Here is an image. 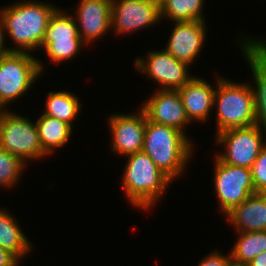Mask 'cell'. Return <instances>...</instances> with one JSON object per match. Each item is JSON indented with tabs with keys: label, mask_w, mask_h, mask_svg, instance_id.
Wrapping results in <instances>:
<instances>
[{
	"label": "cell",
	"mask_w": 266,
	"mask_h": 266,
	"mask_svg": "<svg viewBox=\"0 0 266 266\" xmlns=\"http://www.w3.org/2000/svg\"><path fill=\"white\" fill-rule=\"evenodd\" d=\"M56 9L45 2L24 0L0 10L5 33L16 46L12 51L31 52L40 49L48 22Z\"/></svg>",
	"instance_id": "obj_1"
},
{
	"label": "cell",
	"mask_w": 266,
	"mask_h": 266,
	"mask_svg": "<svg viewBox=\"0 0 266 266\" xmlns=\"http://www.w3.org/2000/svg\"><path fill=\"white\" fill-rule=\"evenodd\" d=\"M182 131L146 118L143 151L172 181L183 173L193 145Z\"/></svg>",
	"instance_id": "obj_2"
},
{
	"label": "cell",
	"mask_w": 266,
	"mask_h": 266,
	"mask_svg": "<svg viewBox=\"0 0 266 266\" xmlns=\"http://www.w3.org/2000/svg\"><path fill=\"white\" fill-rule=\"evenodd\" d=\"M122 175V187L129 202L139 209L148 210L162 197L172 182L142 150L127 155Z\"/></svg>",
	"instance_id": "obj_3"
},
{
	"label": "cell",
	"mask_w": 266,
	"mask_h": 266,
	"mask_svg": "<svg viewBox=\"0 0 266 266\" xmlns=\"http://www.w3.org/2000/svg\"><path fill=\"white\" fill-rule=\"evenodd\" d=\"M226 79V80H225ZM218 77L214 105L217 132L231 128L249 127L256 124L252 84L229 81Z\"/></svg>",
	"instance_id": "obj_4"
},
{
	"label": "cell",
	"mask_w": 266,
	"mask_h": 266,
	"mask_svg": "<svg viewBox=\"0 0 266 266\" xmlns=\"http://www.w3.org/2000/svg\"><path fill=\"white\" fill-rule=\"evenodd\" d=\"M42 64L29 52L0 56V102L4 107L30 90L44 69Z\"/></svg>",
	"instance_id": "obj_5"
},
{
	"label": "cell",
	"mask_w": 266,
	"mask_h": 266,
	"mask_svg": "<svg viewBox=\"0 0 266 266\" xmlns=\"http://www.w3.org/2000/svg\"><path fill=\"white\" fill-rule=\"evenodd\" d=\"M0 148L27 161L45 158L36 122L7 110L0 118Z\"/></svg>",
	"instance_id": "obj_6"
},
{
	"label": "cell",
	"mask_w": 266,
	"mask_h": 266,
	"mask_svg": "<svg viewBox=\"0 0 266 266\" xmlns=\"http://www.w3.org/2000/svg\"><path fill=\"white\" fill-rule=\"evenodd\" d=\"M262 129L255 125L231 128L216 134L217 145H223L225 152L217 154L224 163L251 169L264 143Z\"/></svg>",
	"instance_id": "obj_7"
},
{
	"label": "cell",
	"mask_w": 266,
	"mask_h": 266,
	"mask_svg": "<svg viewBox=\"0 0 266 266\" xmlns=\"http://www.w3.org/2000/svg\"><path fill=\"white\" fill-rule=\"evenodd\" d=\"M214 166V185L220 203V211L225 215L240 205L250 195L256 193L251 169L222 162L217 156Z\"/></svg>",
	"instance_id": "obj_8"
},
{
	"label": "cell",
	"mask_w": 266,
	"mask_h": 266,
	"mask_svg": "<svg viewBox=\"0 0 266 266\" xmlns=\"http://www.w3.org/2000/svg\"><path fill=\"white\" fill-rule=\"evenodd\" d=\"M147 55L145 59L136 58L135 68L159 84L161 90H178L193 77L189 74V65L176 59L164 48L161 51H148Z\"/></svg>",
	"instance_id": "obj_9"
},
{
	"label": "cell",
	"mask_w": 266,
	"mask_h": 266,
	"mask_svg": "<svg viewBox=\"0 0 266 266\" xmlns=\"http://www.w3.org/2000/svg\"><path fill=\"white\" fill-rule=\"evenodd\" d=\"M160 4L151 0H112L111 28L117 34H128L137 29L160 23Z\"/></svg>",
	"instance_id": "obj_10"
},
{
	"label": "cell",
	"mask_w": 266,
	"mask_h": 266,
	"mask_svg": "<svg viewBox=\"0 0 266 266\" xmlns=\"http://www.w3.org/2000/svg\"><path fill=\"white\" fill-rule=\"evenodd\" d=\"M138 114H113L109 117L112 145L115 153L125 157L143 150L146 115L140 108Z\"/></svg>",
	"instance_id": "obj_11"
},
{
	"label": "cell",
	"mask_w": 266,
	"mask_h": 266,
	"mask_svg": "<svg viewBox=\"0 0 266 266\" xmlns=\"http://www.w3.org/2000/svg\"><path fill=\"white\" fill-rule=\"evenodd\" d=\"M248 38H243L245 40L240 48L247 59L256 85L252 87L256 125L266 135V40Z\"/></svg>",
	"instance_id": "obj_12"
},
{
	"label": "cell",
	"mask_w": 266,
	"mask_h": 266,
	"mask_svg": "<svg viewBox=\"0 0 266 266\" xmlns=\"http://www.w3.org/2000/svg\"><path fill=\"white\" fill-rule=\"evenodd\" d=\"M146 101L141 109L148 120L186 133L184 129L190 121L178 90L159 89Z\"/></svg>",
	"instance_id": "obj_13"
},
{
	"label": "cell",
	"mask_w": 266,
	"mask_h": 266,
	"mask_svg": "<svg viewBox=\"0 0 266 266\" xmlns=\"http://www.w3.org/2000/svg\"><path fill=\"white\" fill-rule=\"evenodd\" d=\"M205 21L174 22V29L164 49L189 66L199 56L206 40Z\"/></svg>",
	"instance_id": "obj_14"
},
{
	"label": "cell",
	"mask_w": 266,
	"mask_h": 266,
	"mask_svg": "<svg viewBox=\"0 0 266 266\" xmlns=\"http://www.w3.org/2000/svg\"><path fill=\"white\" fill-rule=\"evenodd\" d=\"M112 0H80L76 15L79 35L85 45L111 30ZM80 26V27H79Z\"/></svg>",
	"instance_id": "obj_15"
},
{
	"label": "cell",
	"mask_w": 266,
	"mask_h": 266,
	"mask_svg": "<svg viewBox=\"0 0 266 266\" xmlns=\"http://www.w3.org/2000/svg\"><path fill=\"white\" fill-rule=\"evenodd\" d=\"M215 89L205 79L196 76L178 89L190 122L207 121L211 109L214 108Z\"/></svg>",
	"instance_id": "obj_16"
},
{
	"label": "cell",
	"mask_w": 266,
	"mask_h": 266,
	"mask_svg": "<svg viewBox=\"0 0 266 266\" xmlns=\"http://www.w3.org/2000/svg\"><path fill=\"white\" fill-rule=\"evenodd\" d=\"M226 217L237 232L266 231V193L250 195Z\"/></svg>",
	"instance_id": "obj_17"
},
{
	"label": "cell",
	"mask_w": 266,
	"mask_h": 266,
	"mask_svg": "<svg viewBox=\"0 0 266 266\" xmlns=\"http://www.w3.org/2000/svg\"><path fill=\"white\" fill-rule=\"evenodd\" d=\"M36 125L42 149L48 156L65 146L73 129L70 124L45 114L39 117Z\"/></svg>",
	"instance_id": "obj_18"
},
{
	"label": "cell",
	"mask_w": 266,
	"mask_h": 266,
	"mask_svg": "<svg viewBox=\"0 0 266 266\" xmlns=\"http://www.w3.org/2000/svg\"><path fill=\"white\" fill-rule=\"evenodd\" d=\"M10 212L0 208V247L13 253L19 260L29 253L32 245Z\"/></svg>",
	"instance_id": "obj_19"
},
{
	"label": "cell",
	"mask_w": 266,
	"mask_h": 266,
	"mask_svg": "<svg viewBox=\"0 0 266 266\" xmlns=\"http://www.w3.org/2000/svg\"><path fill=\"white\" fill-rule=\"evenodd\" d=\"M81 106L79 98L71 92H49L46 98V110L42 114L54 117L72 126V121L79 115Z\"/></svg>",
	"instance_id": "obj_20"
},
{
	"label": "cell",
	"mask_w": 266,
	"mask_h": 266,
	"mask_svg": "<svg viewBox=\"0 0 266 266\" xmlns=\"http://www.w3.org/2000/svg\"><path fill=\"white\" fill-rule=\"evenodd\" d=\"M238 240L231 248L232 262L246 266L252 259L266 251V231L237 232Z\"/></svg>",
	"instance_id": "obj_21"
},
{
	"label": "cell",
	"mask_w": 266,
	"mask_h": 266,
	"mask_svg": "<svg viewBox=\"0 0 266 266\" xmlns=\"http://www.w3.org/2000/svg\"><path fill=\"white\" fill-rule=\"evenodd\" d=\"M205 0H164L160 4L161 18L174 22L206 21L203 16Z\"/></svg>",
	"instance_id": "obj_22"
},
{
	"label": "cell",
	"mask_w": 266,
	"mask_h": 266,
	"mask_svg": "<svg viewBox=\"0 0 266 266\" xmlns=\"http://www.w3.org/2000/svg\"><path fill=\"white\" fill-rule=\"evenodd\" d=\"M63 38H81L74 15L67 14L61 9L57 8L51 16L44 40L41 44L42 49H45L54 39Z\"/></svg>",
	"instance_id": "obj_23"
},
{
	"label": "cell",
	"mask_w": 266,
	"mask_h": 266,
	"mask_svg": "<svg viewBox=\"0 0 266 266\" xmlns=\"http://www.w3.org/2000/svg\"><path fill=\"white\" fill-rule=\"evenodd\" d=\"M27 166L16 155L0 148V185L2 187H13L18 180L22 171Z\"/></svg>",
	"instance_id": "obj_24"
},
{
	"label": "cell",
	"mask_w": 266,
	"mask_h": 266,
	"mask_svg": "<svg viewBox=\"0 0 266 266\" xmlns=\"http://www.w3.org/2000/svg\"><path fill=\"white\" fill-rule=\"evenodd\" d=\"M85 44L81 38L54 39L46 48L45 52L52 63L73 59L80 48Z\"/></svg>",
	"instance_id": "obj_25"
},
{
	"label": "cell",
	"mask_w": 266,
	"mask_h": 266,
	"mask_svg": "<svg viewBox=\"0 0 266 266\" xmlns=\"http://www.w3.org/2000/svg\"><path fill=\"white\" fill-rule=\"evenodd\" d=\"M256 193H266V144L251 167Z\"/></svg>",
	"instance_id": "obj_26"
},
{
	"label": "cell",
	"mask_w": 266,
	"mask_h": 266,
	"mask_svg": "<svg viewBox=\"0 0 266 266\" xmlns=\"http://www.w3.org/2000/svg\"><path fill=\"white\" fill-rule=\"evenodd\" d=\"M231 262V254L226 256L216 251L205 256L197 266H228Z\"/></svg>",
	"instance_id": "obj_27"
},
{
	"label": "cell",
	"mask_w": 266,
	"mask_h": 266,
	"mask_svg": "<svg viewBox=\"0 0 266 266\" xmlns=\"http://www.w3.org/2000/svg\"><path fill=\"white\" fill-rule=\"evenodd\" d=\"M20 260L7 250L0 247V266H18Z\"/></svg>",
	"instance_id": "obj_28"
},
{
	"label": "cell",
	"mask_w": 266,
	"mask_h": 266,
	"mask_svg": "<svg viewBox=\"0 0 266 266\" xmlns=\"http://www.w3.org/2000/svg\"><path fill=\"white\" fill-rule=\"evenodd\" d=\"M5 29H4V23L3 21L0 19V56H3L5 54H8L9 52L12 51V47L11 48H6L4 43H5Z\"/></svg>",
	"instance_id": "obj_29"
},
{
	"label": "cell",
	"mask_w": 266,
	"mask_h": 266,
	"mask_svg": "<svg viewBox=\"0 0 266 266\" xmlns=\"http://www.w3.org/2000/svg\"><path fill=\"white\" fill-rule=\"evenodd\" d=\"M246 266H266V251H263L258 256H256Z\"/></svg>",
	"instance_id": "obj_30"
},
{
	"label": "cell",
	"mask_w": 266,
	"mask_h": 266,
	"mask_svg": "<svg viewBox=\"0 0 266 266\" xmlns=\"http://www.w3.org/2000/svg\"><path fill=\"white\" fill-rule=\"evenodd\" d=\"M7 111L6 107L3 106V104L0 102V118L2 115Z\"/></svg>",
	"instance_id": "obj_31"
},
{
	"label": "cell",
	"mask_w": 266,
	"mask_h": 266,
	"mask_svg": "<svg viewBox=\"0 0 266 266\" xmlns=\"http://www.w3.org/2000/svg\"><path fill=\"white\" fill-rule=\"evenodd\" d=\"M228 266H244L238 263L231 262Z\"/></svg>",
	"instance_id": "obj_32"
},
{
	"label": "cell",
	"mask_w": 266,
	"mask_h": 266,
	"mask_svg": "<svg viewBox=\"0 0 266 266\" xmlns=\"http://www.w3.org/2000/svg\"><path fill=\"white\" fill-rule=\"evenodd\" d=\"M151 1H154V2H156V3L161 4L164 0H151Z\"/></svg>",
	"instance_id": "obj_33"
}]
</instances>
